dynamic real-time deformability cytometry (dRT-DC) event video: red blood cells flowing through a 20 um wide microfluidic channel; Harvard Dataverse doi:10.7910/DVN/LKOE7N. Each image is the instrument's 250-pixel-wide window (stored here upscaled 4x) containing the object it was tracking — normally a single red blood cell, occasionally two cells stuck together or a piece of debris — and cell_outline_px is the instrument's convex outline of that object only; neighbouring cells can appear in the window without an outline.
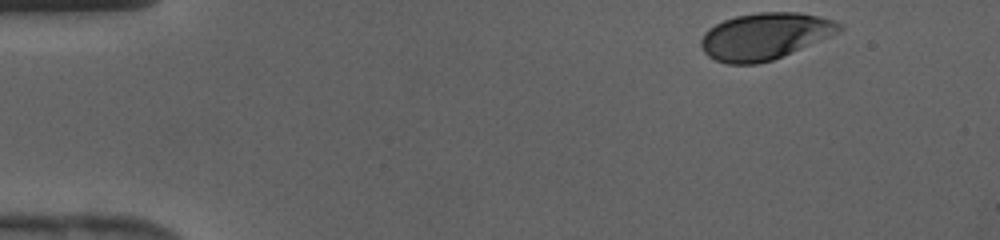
{"species": "human", "species_latin": "Homo sapiens", "temperature_condition": "cold", "stored_images_in_passage": 32, "camera_frame_rate_fps": 3000, "um_per_image_px": 0.085, "donor": {"sex": "female"}, "frame": {"image": 1, "passage_image": 1, "time_ms": 0.0, "image_size_px": [1000, 240], "cell_outline_px": [[844, 28], [840, 32], [772, 60], [756, 64], [728, 64], [716, 60], [708, 56], [704, 52], [700, 44], [700, 40], [704, 32], [708, 28], [724, 20], [736, 16], [760, 12], [800, 12], [832, 20], [844, 24]], "centroid_in_image_um": [65.0, 3.07], "position_along_channel_um": 20.0, "area_um2": 37.51}}
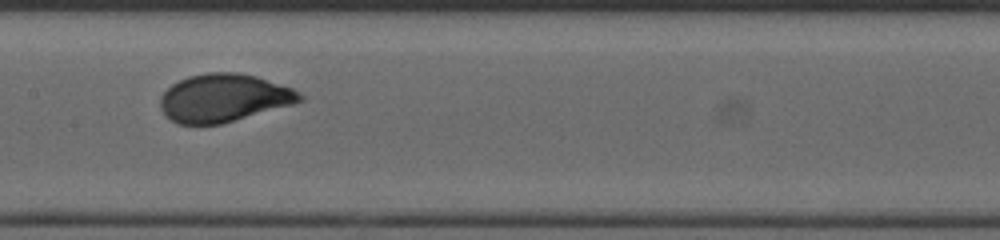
{"frame": {"image": 2, "passage_image": 18, "time_ms": 5.667, "image_size_px": [1000, 240], "cell_outline_px": [[304, 96], [300, 100], [292, 104], [220, 124], [176, 124], [160, 108], [160, 96], [172, 84], [188, 76], [208, 72], [236, 72], [256, 76], [292, 88], [300, 92]], "centroid_in_image_um": [18.99, 8.31], "position_along_channel_um": 188.4, "area_um2": 38.61}}
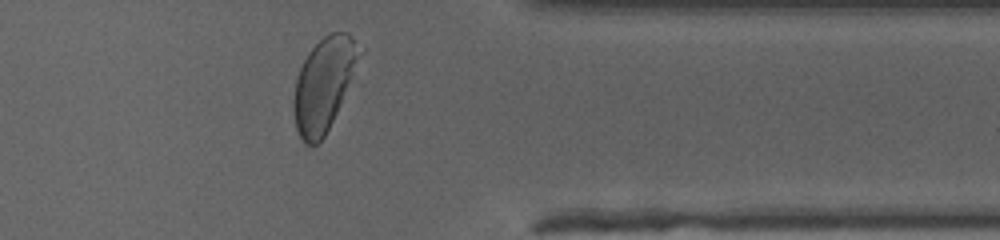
{"frame": {"image": 3, "passage_image": 31, "time_ms": 10.0, "image_size_px": [1000, 240], "cell_outline_px": [[364, 52], [336, 112], [324, 136], [316, 144], [304, 144], [296, 128], [292, 108], [292, 100], [296, 80], [300, 68], [308, 52], [324, 36], [332, 32], [348, 32], [364, 48]], "centroid_in_image_um": [27.53, 7.12], "position_along_channel_um": 383.9, "area_um2": 35.6}}